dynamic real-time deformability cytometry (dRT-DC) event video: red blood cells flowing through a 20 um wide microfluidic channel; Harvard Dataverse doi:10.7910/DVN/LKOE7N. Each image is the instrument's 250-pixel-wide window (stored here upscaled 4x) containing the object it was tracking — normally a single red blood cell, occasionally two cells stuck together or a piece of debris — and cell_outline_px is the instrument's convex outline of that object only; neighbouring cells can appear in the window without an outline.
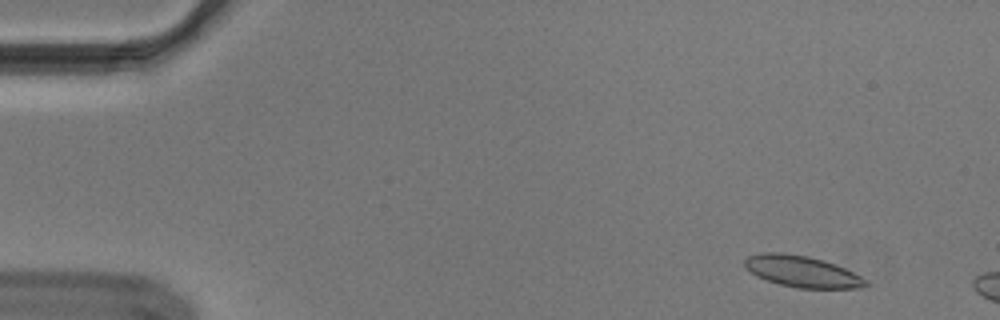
{"species": "Egyptian fruit bat (a non-hibernating species)", "species_latin": "Rousettus aegyptiacus", "temperature_condition": "cold", "stored_images_in_passage": 8, "camera_frame_rate_fps": 3000, "um_per_image_px": 0.085, "animal": {"sex": "male"}, "frame": {"image": 1, "passage_image": 3, "time_ms": 0.667, "image_size_px": [1000, 320], "cell_outline_px": [[868, 284], [860, 288], [796, 288], [780, 284], [756, 276], [744, 264], [744, 260], [748, 256], [760, 252], [784, 252], [808, 256], [824, 260], [836, 264], [868, 280]], "centroid_in_image_um": [68.17, 23.06], "position_along_channel_um": 16.8, "area_um2": 22.08}}